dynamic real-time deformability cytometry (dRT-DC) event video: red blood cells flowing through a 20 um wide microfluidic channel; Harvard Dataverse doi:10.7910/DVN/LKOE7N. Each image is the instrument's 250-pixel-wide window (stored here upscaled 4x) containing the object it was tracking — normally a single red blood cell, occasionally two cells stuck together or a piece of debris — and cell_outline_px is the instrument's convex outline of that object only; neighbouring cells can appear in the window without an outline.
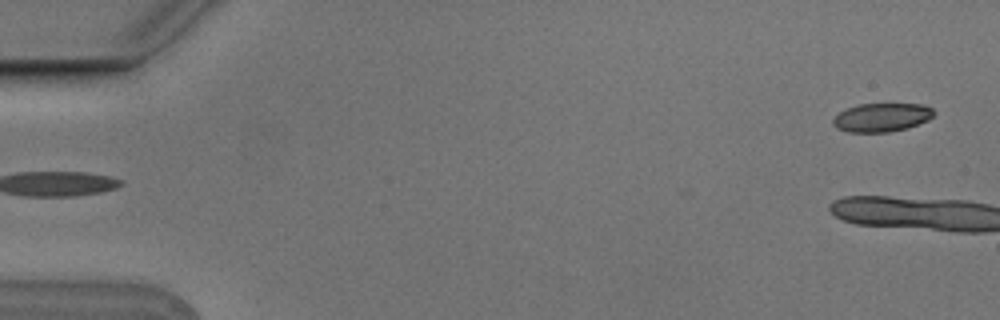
{"species": "Egyptian fruit bat (a non-hibernating species)", "species_latin": "Rousettus aegyptiacus", "temperature_condition": "cold", "stored_images_in_passage": 4, "segment_of_instrument_passage": [2, 2], "camera_frame_rate_fps": 3000, "um_per_image_px": 0.085, "animal": {"sex": "male"}, "frame": {"image": 1, "passage_image": 4, "time_ms": 1.0, "image_size_px": [1000, 320], "cell_outline_px": [[936, 112], [928, 120], [908, 128], [888, 132], [848, 132], [836, 128], [832, 124], [832, 120], [840, 112], [848, 108], [860, 104], [924, 104], [932, 108]], "centroid_in_image_um": [74.96, 9.98], "position_along_channel_um": 10.0, "area_um2": 16.82}}